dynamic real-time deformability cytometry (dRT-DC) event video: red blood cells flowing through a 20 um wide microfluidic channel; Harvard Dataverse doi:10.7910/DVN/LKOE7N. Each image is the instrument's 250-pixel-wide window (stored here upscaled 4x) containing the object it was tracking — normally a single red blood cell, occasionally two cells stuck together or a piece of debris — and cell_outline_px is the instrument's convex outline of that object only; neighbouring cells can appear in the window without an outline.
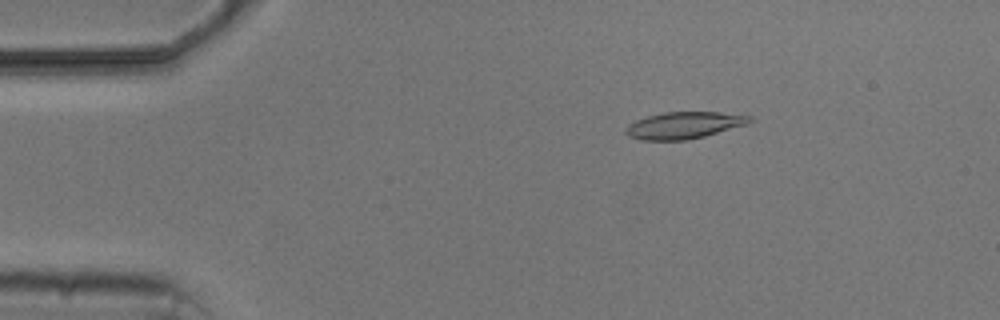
{"species": "common noctule bat (a hibernating species)", "species_latin": "Nyctalus noctula", "temperature_condition": "cold", "stored_images_in_passage": 8, "camera_frame_rate_fps": 3000, "um_per_image_px": 0.085, "animal": {"sex": "male", "body_mass_g": 20.5, "forearm_length_mm": 52.5}, "frame": {"image": 1, "passage_image": 3, "time_ms": 2.333, "image_size_px": [1000, 320], "cell_outline_px": [[752, 120], [748, 124], [704, 136], [688, 140], [640, 140], [628, 136], [624, 132], [624, 128], [628, 124], [636, 120], [648, 116], [664, 112], [720, 112], [752, 116]], "centroid_in_image_um": [58.11, 10.65], "position_along_channel_um": 26.9, "area_um2": 19.42}}
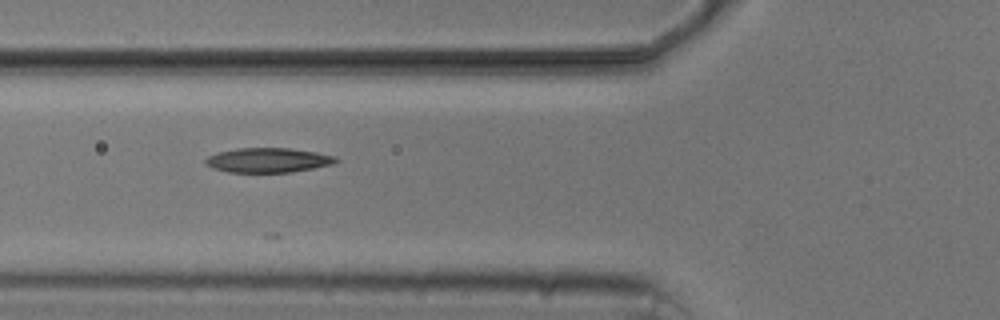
{"frame": {"image": 2, "passage_image": 6, "time_ms": 6.0, "image_size_px": [1000, 320], "cell_outline_px": [[340, 160], [336, 164], [292, 172], [228, 172], [212, 168], [204, 164], [204, 160], [208, 156], [216, 152], [236, 148], [288, 148], [316, 152], [336, 156]], "centroid_in_image_um": [22.79, 13.61], "position_along_channel_um": 103.0, "area_um2": 18.96}}
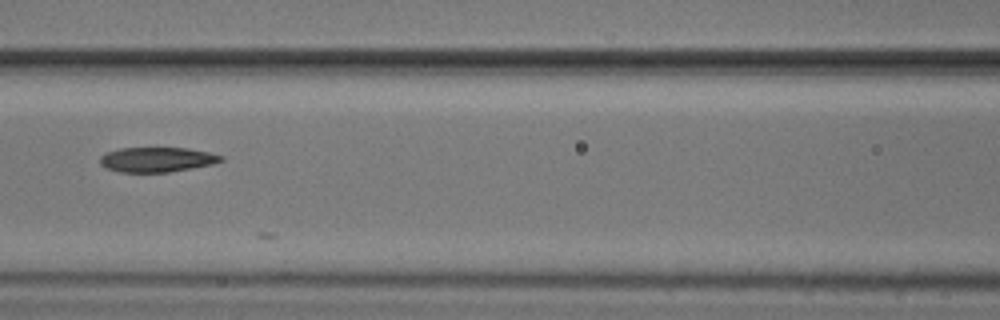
{"frame": {"image": 3, "passage_image": 7, "time_ms": 7.333, "image_size_px": [1000, 320], "cell_outline_px": [[224, 160], [212, 164], [192, 168], [168, 172], [120, 172], [104, 168], [100, 164], [100, 156], [104, 152], [120, 148], [188, 148], [208, 152], [224, 156]], "centroid_in_image_um": [13.31, 13.56], "position_along_channel_um": 153.3, "area_um2": 17.63}}